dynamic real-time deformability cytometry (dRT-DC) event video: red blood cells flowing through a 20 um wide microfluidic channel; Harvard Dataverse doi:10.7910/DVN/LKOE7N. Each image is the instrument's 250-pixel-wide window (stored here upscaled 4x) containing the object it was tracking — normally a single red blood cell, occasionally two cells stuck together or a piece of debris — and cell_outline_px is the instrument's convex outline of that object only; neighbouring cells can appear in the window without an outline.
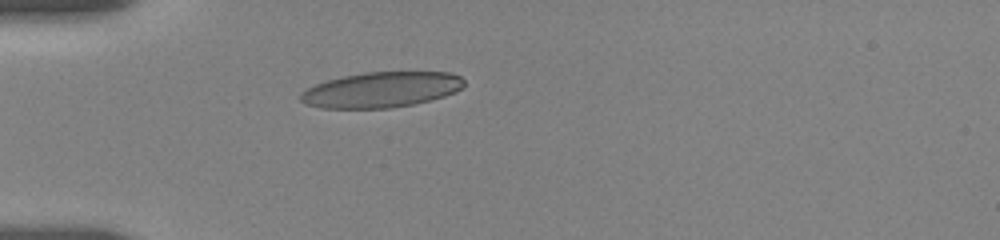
{"species": "human", "species_latin": "Homo sapiens", "temperature_condition": "room temperature", "stored_images_in_passage": 9, "camera_frame_rate_fps": 3000, "um_per_image_px": 0.085, "donor": {"sex": "female"}, "frame": {"image": 1, "passage_image": 6, "time_ms": 4.0, "image_size_px": [1000, 240], "cell_outline_px": [[464, 84], [456, 92], [444, 96], [412, 104], [392, 108], [320, 108], [304, 104], [300, 100], [300, 92], [316, 84], [328, 80], [344, 76], [364, 72], [452, 72], [460, 76], [464, 80]], "centroid_in_image_um": [32.39, 7.63], "position_along_channel_um": 52.6, "area_um2": 33.76}}
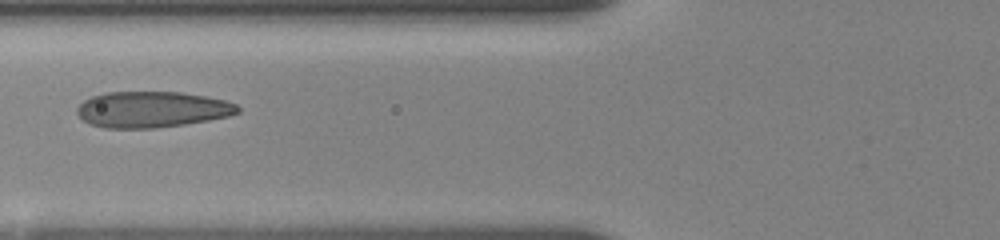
{"frame": {"image": 2, "passage_image": 8, "time_ms": 6.0, "image_size_px": [1000, 240], "cell_outline_px": [[240, 112], [228, 116], [208, 120], [184, 124], [156, 128], [104, 128], [88, 124], [76, 112], [76, 108], [84, 100], [92, 96], [108, 92], [180, 92], [208, 96], [224, 100], [236, 104], [240, 108]], "centroid_in_image_um": [12.91, 9.3], "position_along_channel_um": 112.9, "area_um2": 33.81}}